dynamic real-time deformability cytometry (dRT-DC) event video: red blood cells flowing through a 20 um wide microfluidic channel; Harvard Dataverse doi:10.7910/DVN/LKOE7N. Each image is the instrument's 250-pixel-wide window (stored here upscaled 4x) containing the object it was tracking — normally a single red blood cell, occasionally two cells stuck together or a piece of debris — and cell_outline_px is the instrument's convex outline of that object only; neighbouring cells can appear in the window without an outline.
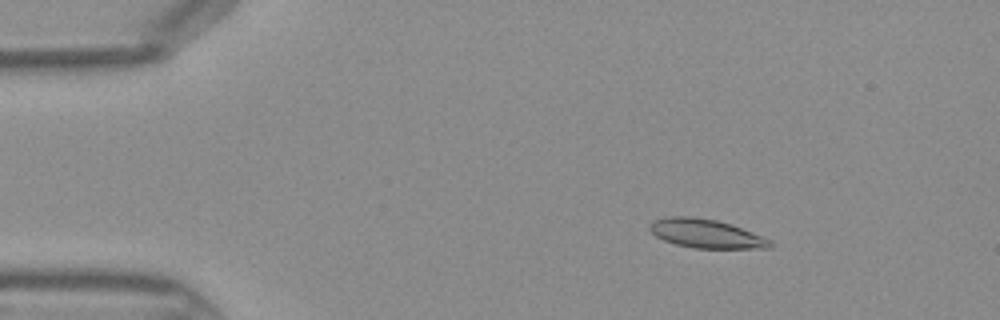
{"species": "Egyptian fruit bat (a non-hibernating species)", "species_latin": "Rousettus aegyptiacus", "temperature_condition": "warm", "stored_images_in_passage": 44, "camera_frame_rate_fps": 3000, "um_per_image_px": 0.085, "frame": {"image": 1, "passage_image": 6, "time_ms": 1.667, "image_size_px": [1000, 320], "cell_outline_px": [[772, 248], [692, 248], [676, 244], [664, 240], [656, 236], [648, 228], [648, 224], [664, 216], [692, 216], [716, 220], [732, 224], [764, 236], [772, 240]], "centroid_in_image_um": [60.03, 19.85], "position_along_channel_um": 25.0, "area_um2": 20.4}}
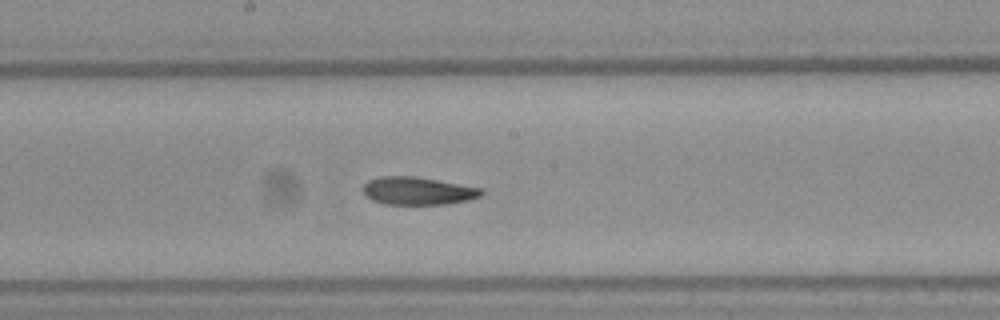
{"frame": {"image": 2, "passage_image": 23, "time_ms": 7.333, "image_size_px": [1000, 320], "cell_outline_px": [[484, 192], [480, 196], [468, 200], [444, 204], [384, 204], [372, 200], [364, 196], [364, 184], [368, 180], [380, 176], [412, 176], [484, 188]], "centroid_in_image_um": [35.5, 16.22], "position_along_channel_um": 212.7, "area_um2": 19.13}}
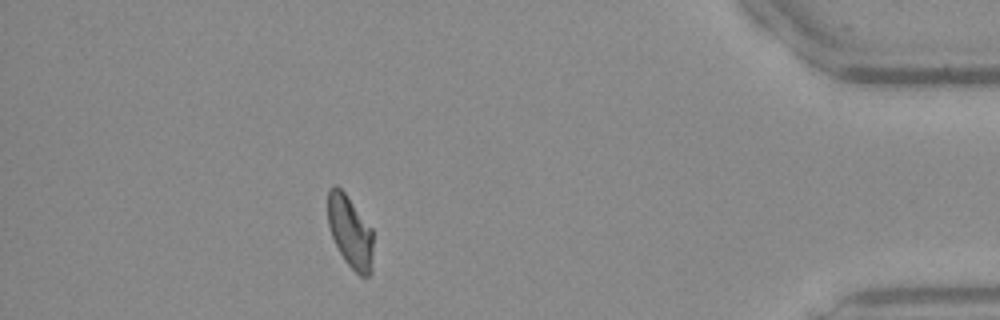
{"frame": {"image": 3, "passage_image": 39, "time_ms": 12.667, "image_size_px": [1000, 320], "cell_outline_px": [[372, 272], [368, 276], [360, 276], [344, 260], [332, 236], [328, 224], [328, 188], [336, 184], [344, 192], [372, 228]], "centroid_in_image_um": [29.76, 19.69], "position_along_channel_um": 405.4, "area_um2": 18.9}}